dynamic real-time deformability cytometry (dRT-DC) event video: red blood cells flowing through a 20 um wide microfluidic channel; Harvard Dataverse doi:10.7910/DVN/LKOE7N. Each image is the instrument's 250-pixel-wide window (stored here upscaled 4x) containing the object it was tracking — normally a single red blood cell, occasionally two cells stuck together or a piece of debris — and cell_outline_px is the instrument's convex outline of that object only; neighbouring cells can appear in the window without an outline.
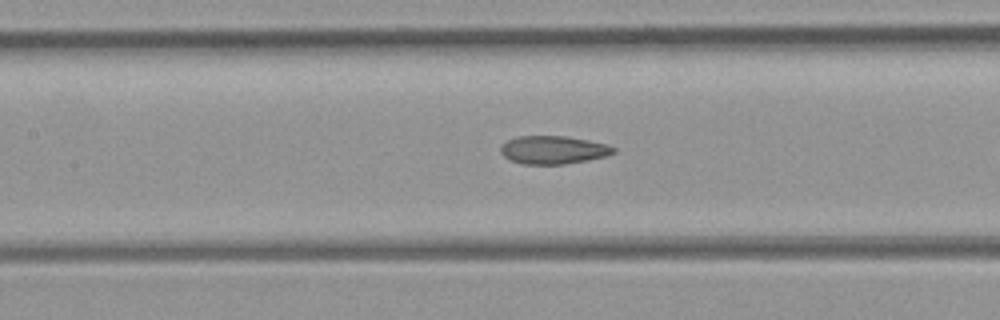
{"species": "common noctule bat (a hibernating species)", "species_latin": "Nyctalus noctula", "temperature_condition": "room temperature", "stored_images_in_passage": 13, "camera_frame_rate_fps": 3000, "um_per_image_px": 0.085, "animal": {"sex": "female", "body_mass_g": 21.9}, "frame": {"image": 1, "passage_image": 6, "time_ms": 1.667, "image_size_px": [1000, 320], "cell_outline_px": [[616, 152], [608, 156], [588, 160], [564, 164], [524, 164], [512, 160], [504, 156], [500, 152], [500, 148], [508, 140], [516, 136], [564, 136], [588, 140], [608, 144], [616, 148]], "centroid_in_image_um": [47.07, 12.74], "position_along_channel_um": 160.3, "area_um2": 18.5}}